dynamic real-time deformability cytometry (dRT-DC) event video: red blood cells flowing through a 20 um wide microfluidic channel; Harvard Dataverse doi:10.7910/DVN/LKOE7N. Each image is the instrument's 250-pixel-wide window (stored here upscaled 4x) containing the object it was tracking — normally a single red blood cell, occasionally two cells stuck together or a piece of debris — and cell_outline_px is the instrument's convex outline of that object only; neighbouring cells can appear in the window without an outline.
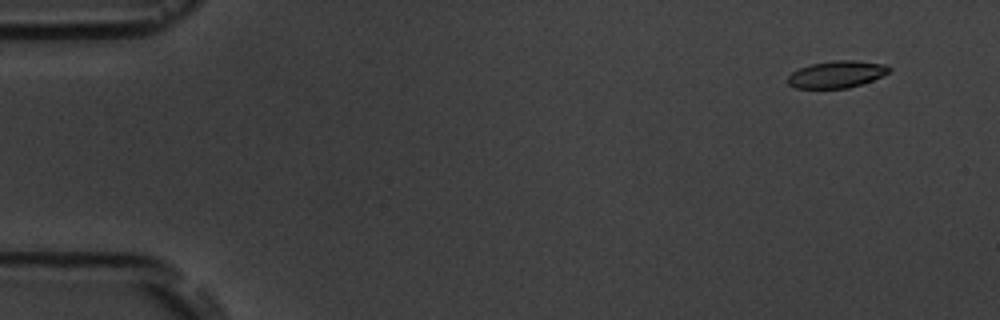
{"species": "common noctule bat (a hibernating species)", "species_latin": "Nyctalus noctula", "temperature_condition": "room temperature", "stored_images_in_passage": 9, "camera_frame_rate_fps": 3000, "um_per_image_px": 0.085, "animal": {"sex": "male", "body_mass_g": 19.5, "forearm_length_mm": 54.6}, "frame": {"image": 1, "passage_image": 2, "time_ms": 1.0, "image_size_px": [1000, 320], "cell_outline_px": [[892, 68], [888, 72], [872, 80], [848, 88], [796, 88], [788, 84], [788, 76], [792, 72], [800, 68], [812, 64], [832, 60], [852, 60], [884, 64]], "centroid_in_image_um": [71.1, 6.31], "position_along_channel_um": 13.9, "area_um2": 15.72}}
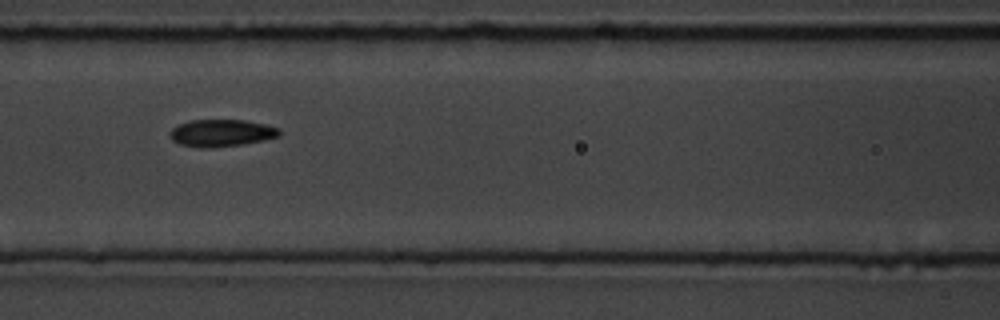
{"frame": {"image": 2, "passage_image": 8, "time_ms": 8.0, "image_size_px": [1000, 320], "cell_outline_px": [[280, 136], [264, 140], [240, 144], [180, 144], [172, 140], [168, 132], [176, 124], [192, 120], [244, 120], [264, 124], [280, 128]], "centroid_in_image_um": [18.85, 11.23], "position_along_channel_um": 147.7, "area_um2": 16.36}}
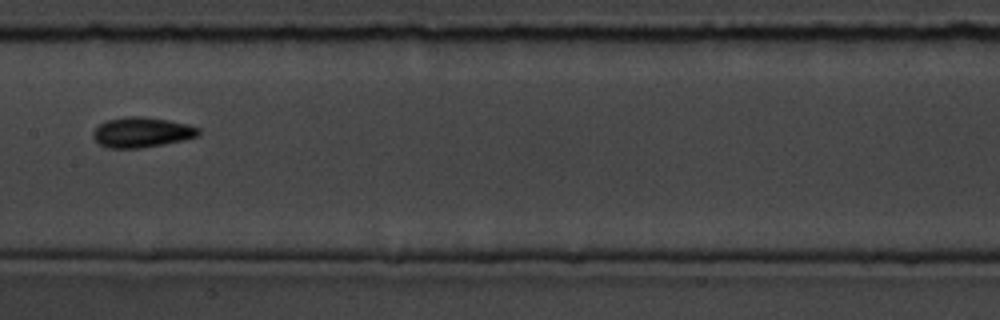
{"frame": {"image": 3, "passage_image": 9, "time_ms": 9.333, "image_size_px": [1000, 320], "cell_outline_px": [[200, 136], [184, 140], [164, 144], [140, 148], [108, 148], [100, 144], [92, 136], [92, 132], [100, 124], [108, 120], [124, 116], [144, 116], [168, 120], [188, 124], [200, 128]], "centroid_in_image_um": [12.08, 11.24], "position_along_channel_um": 195.3, "area_um2": 18.67}}